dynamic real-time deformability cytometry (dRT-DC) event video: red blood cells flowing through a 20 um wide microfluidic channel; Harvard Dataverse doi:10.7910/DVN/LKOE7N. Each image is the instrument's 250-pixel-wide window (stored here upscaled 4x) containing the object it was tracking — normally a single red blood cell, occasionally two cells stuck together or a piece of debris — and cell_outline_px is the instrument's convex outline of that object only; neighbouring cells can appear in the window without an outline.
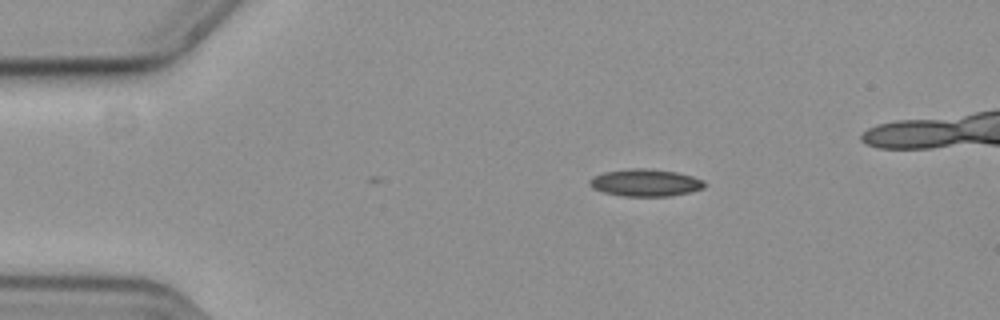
{"species": "common noctule bat (a hibernating species)", "species_latin": "Nyctalus noctula", "temperature_condition": "cold", "stored_images_in_passage": 36, "camera_frame_rate_fps": 3000, "um_per_image_px": 0.085, "animal": {"sex": "female", "body_mass_g": 19.3, "forearm_length_mm": 54.1}, "frame": {"image": 1, "passage_image": 1, "time_ms": 0.0, "image_size_px": [1000, 320], "cell_outline_px": [[704, 188], [688, 192], [668, 196], [624, 196], [604, 192], [592, 188], [588, 184], [596, 176], [604, 172], [632, 168], [644, 168], [676, 172], [692, 176], [704, 180]], "centroid_in_image_um": [54.87, 15.53], "position_along_channel_um": 30.1, "area_um2": 17.92}}
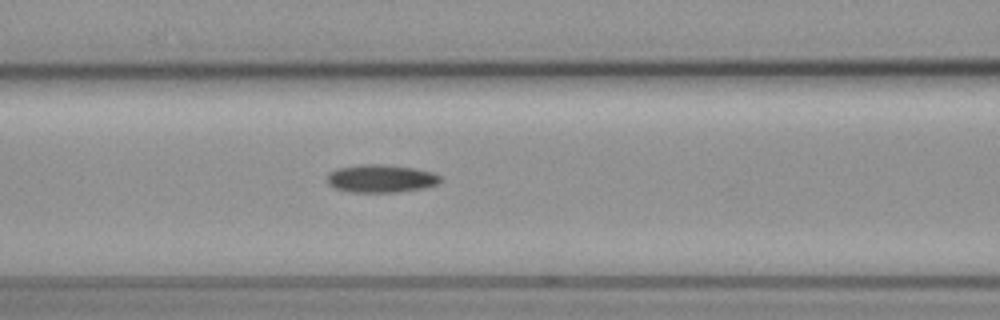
{"frame": {"image": 2, "passage_image": 14, "time_ms": 4.333, "image_size_px": [1000, 320], "cell_outline_px": [[440, 180], [436, 184], [424, 188], [396, 192], [352, 192], [336, 188], [328, 184], [328, 172], [336, 168], [360, 164], [384, 164], [412, 168], [432, 172], [440, 176]], "centroid_in_image_um": [32.34, 15.17], "position_along_channel_um": 134.3, "area_um2": 18.32}}
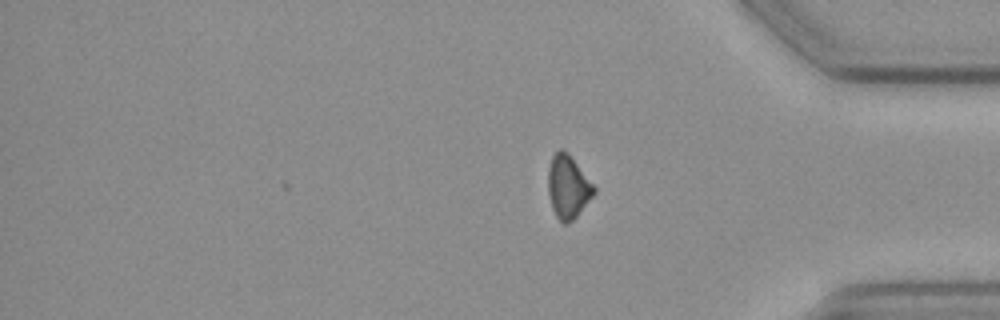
{"frame": {"image": 3, "passage_image": 36, "time_ms": 11.667, "image_size_px": [1000, 320], "cell_outline_px": [[596, 192], [576, 216], [572, 220], [564, 224], [556, 216], [552, 208], [548, 192], [548, 168], [552, 156], [560, 148], [564, 148], [568, 152], [596, 188]], "centroid_in_image_um": [48.27, 15.85], "position_along_channel_um": 386.9, "area_um2": 16.76}}